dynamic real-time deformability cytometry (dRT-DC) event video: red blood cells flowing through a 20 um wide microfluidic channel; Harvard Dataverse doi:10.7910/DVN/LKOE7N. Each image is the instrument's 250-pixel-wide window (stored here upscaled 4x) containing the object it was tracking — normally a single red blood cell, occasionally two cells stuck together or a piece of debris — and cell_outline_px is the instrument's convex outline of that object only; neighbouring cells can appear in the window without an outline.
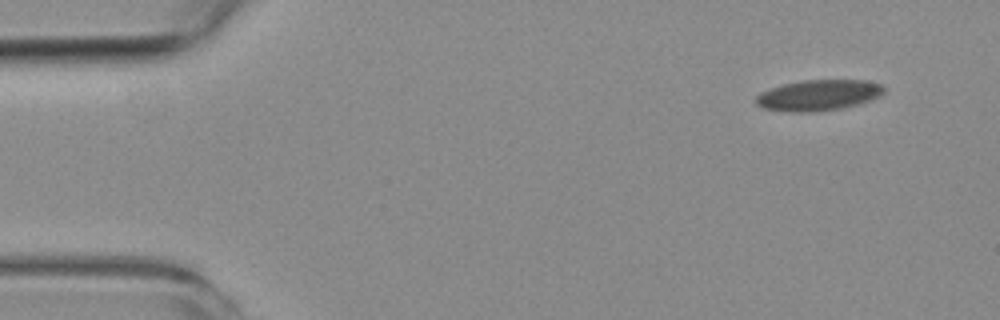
{"species": "common noctule bat (a hibernating species)", "species_latin": "Nyctalus noctula", "temperature_condition": "room temperature", "stored_images_in_passage": 4, "camera_frame_rate_fps": 3000, "um_per_image_px": 0.085, "animal": {"sex": "female", "body_mass_g": 19.3, "forearm_length_mm": 54.1}, "frame": {"image": 1, "passage_image": 1, "time_ms": 0.0, "image_size_px": [1000, 320], "cell_outline_px": [[884, 92], [880, 96], [844, 108], [812, 112], [792, 112], [764, 108], [756, 104], [756, 96], [760, 92], [784, 84], [804, 80], [868, 80], [884, 84]], "centroid_in_image_um": [69.6, 8.08], "position_along_channel_um": 15.4, "area_um2": 22.95}}